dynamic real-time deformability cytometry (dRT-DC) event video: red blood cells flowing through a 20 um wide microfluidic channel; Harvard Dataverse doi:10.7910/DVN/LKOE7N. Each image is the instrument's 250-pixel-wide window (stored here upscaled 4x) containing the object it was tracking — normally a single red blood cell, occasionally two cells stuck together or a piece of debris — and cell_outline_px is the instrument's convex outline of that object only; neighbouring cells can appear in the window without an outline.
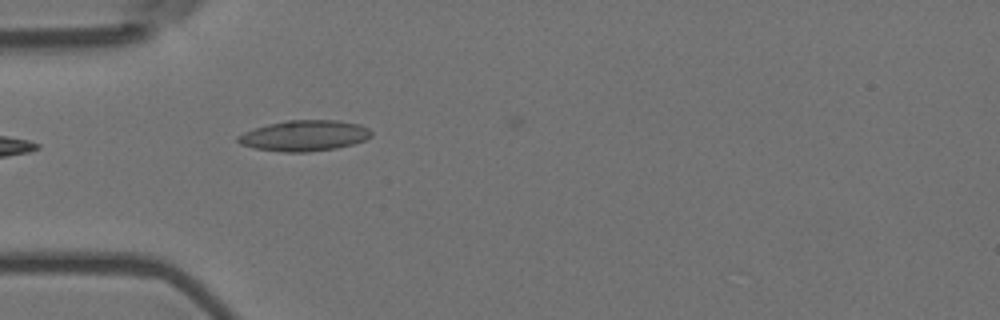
{"species": "Egyptian fruit bat (a non-hibernating species)", "species_latin": "Rousettus aegyptiacus", "temperature_condition": "room temperature", "stored_images_in_passage": 5, "camera_frame_rate_fps": 3000, "um_per_image_px": 0.085, "animal": {"sex": "female"}, "frame": {"image": 1, "passage_image": 5, "time_ms": 1.333, "image_size_px": [1000, 320], "cell_outline_px": [[372, 136], [364, 140], [352, 144], [336, 148], [308, 152], [284, 152], [256, 148], [240, 144], [236, 140], [236, 136], [244, 132], [268, 124], [288, 120], [336, 120], [360, 124], [368, 128], [372, 132]], "centroid_in_image_um": [25.88, 11.53], "position_along_channel_um": 59.1, "area_um2": 23.81}}